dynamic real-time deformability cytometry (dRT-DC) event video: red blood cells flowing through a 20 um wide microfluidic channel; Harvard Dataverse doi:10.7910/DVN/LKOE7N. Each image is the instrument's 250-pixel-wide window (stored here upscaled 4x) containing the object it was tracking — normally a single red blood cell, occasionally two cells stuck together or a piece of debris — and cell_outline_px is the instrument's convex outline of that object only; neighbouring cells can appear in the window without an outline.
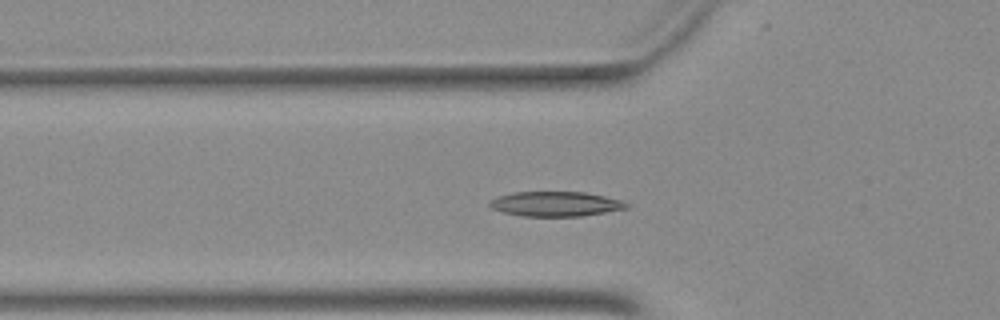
{"species": "Egyptian fruit bat (a non-hibernating species)", "species_latin": "Rousettus aegyptiacus", "temperature_condition": "warm", "stored_images_in_passage": 33, "camera_frame_rate_fps": 3000, "um_per_image_px": 0.085, "animal": {"sex": "female"}, "frame": {"image": 1, "passage_image": 16, "time_ms": 5.0, "image_size_px": [1000, 320], "cell_outline_px": [[632, 204], [628, 208], [580, 216], [520, 216], [500, 212], [492, 208], [488, 204], [488, 200], [496, 196], [512, 192], [584, 192], [624, 200]], "centroid_in_image_um": [47.2, 17.33], "position_along_channel_um": 78.6, "area_um2": 20.06}}
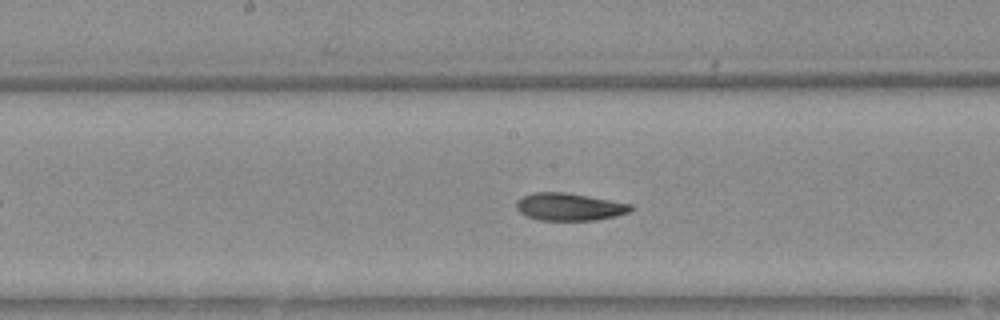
{"frame": {"image": 2, "passage_image": 25, "time_ms": 8.0, "image_size_px": [1000, 320], "cell_outline_px": [[636, 208], [632, 212], [616, 216], [596, 220], [540, 220], [524, 216], [516, 208], [516, 200], [532, 192], [568, 192], [632, 204]], "centroid_in_image_um": [48.42, 17.58], "position_along_channel_um": 199.8, "area_um2": 18.67}}
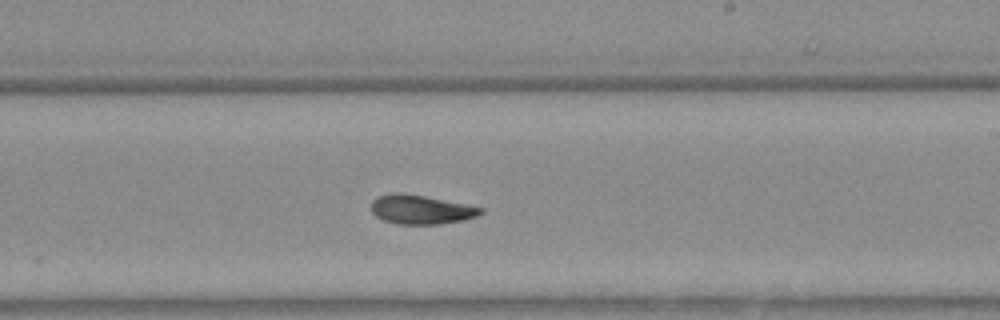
{"frame": {"image": 3, "passage_image": 29, "time_ms": 9.333, "image_size_px": [1000, 320], "cell_outline_px": [[484, 212], [476, 216], [460, 220], [440, 224], [396, 224], [384, 220], [376, 216], [372, 212], [372, 200], [380, 196], [392, 192], [400, 192], [424, 196], [484, 208]], "centroid_in_image_um": [35.75, 17.81], "position_along_channel_um": 253.2, "area_um2": 18.32}}